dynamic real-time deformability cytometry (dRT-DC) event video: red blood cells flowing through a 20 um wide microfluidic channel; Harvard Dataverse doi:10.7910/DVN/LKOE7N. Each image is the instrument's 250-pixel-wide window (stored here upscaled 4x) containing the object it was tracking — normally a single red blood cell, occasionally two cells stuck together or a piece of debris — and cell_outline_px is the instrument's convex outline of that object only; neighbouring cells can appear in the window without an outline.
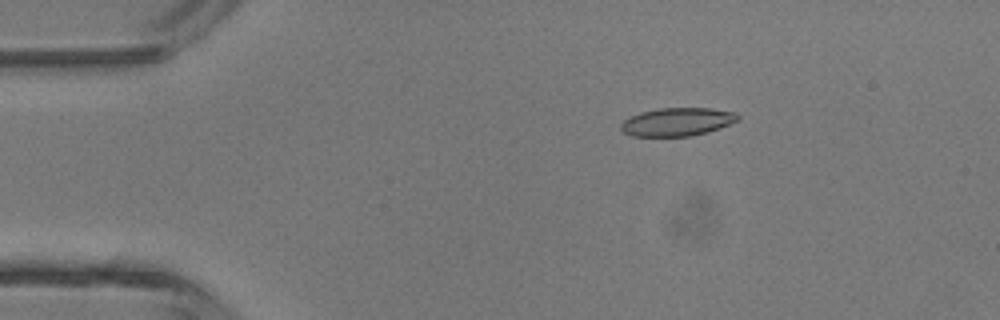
{"species": "common noctule bat (a hibernating species)", "species_latin": "Nyctalus noctula", "temperature_condition": "room temperature", "stored_images_in_passage": 19, "camera_frame_rate_fps": 3000, "um_per_image_px": 0.085, "animal": {"sex": "male", "body_mass_g": 13.3}, "frame": {"image": 1, "passage_image": 8, "time_ms": 2.333, "image_size_px": [1000, 320], "cell_outline_px": [[740, 120], [720, 128], [708, 132], [692, 136], [632, 136], [624, 132], [620, 128], [620, 124], [624, 120], [640, 112], [660, 108], [708, 108], [736, 112], [740, 116]], "centroid_in_image_um": [57.6, 10.36], "position_along_channel_um": 27.4, "area_um2": 19.31}}
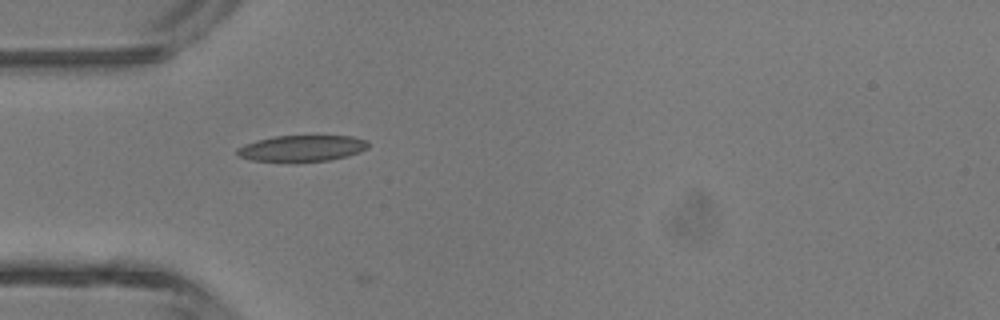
{"frame": {"image": 2, "passage_image": 14, "time_ms": 4.333, "image_size_px": [1000, 320], "cell_outline_px": [[368, 148], [360, 152], [348, 156], [328, 160], [296, 164], [252, 160], [236, 156], [236, 148], [244, 144], [256, 140], [276, 136], [352, 136], [368, 140]], "centroid_in_image_um": [25.63, 12.64], "position_along_channel_um": 59.4, "area_um2": 20.75}}
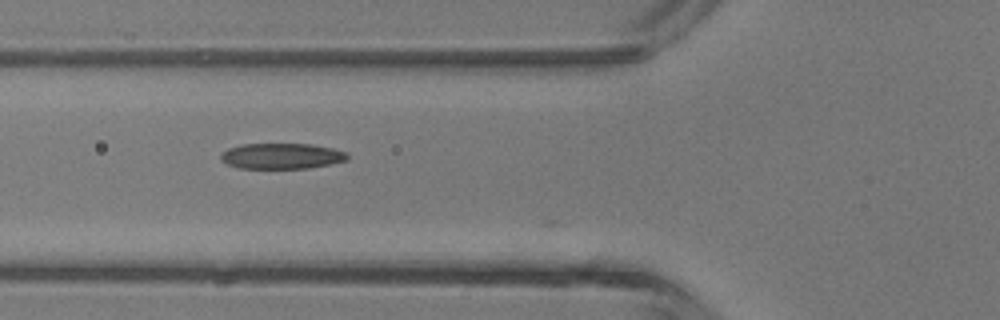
{"frame": {"image": 3, "passage_image": 17, "time_ms": 5.333, "image_size_px": [1000, 320], "cell_outline_px": [[348, 160], [308, 168], [240, 168], [228, 164], [220, 160], [220, 156], [228, 148], [240, 144], [312, 144], [332, 148], [348, 152]], "centroid_in_image_um": [23.95, 13.26], "position_along_channel_um": 101.9, "area_um2": 18.9}}